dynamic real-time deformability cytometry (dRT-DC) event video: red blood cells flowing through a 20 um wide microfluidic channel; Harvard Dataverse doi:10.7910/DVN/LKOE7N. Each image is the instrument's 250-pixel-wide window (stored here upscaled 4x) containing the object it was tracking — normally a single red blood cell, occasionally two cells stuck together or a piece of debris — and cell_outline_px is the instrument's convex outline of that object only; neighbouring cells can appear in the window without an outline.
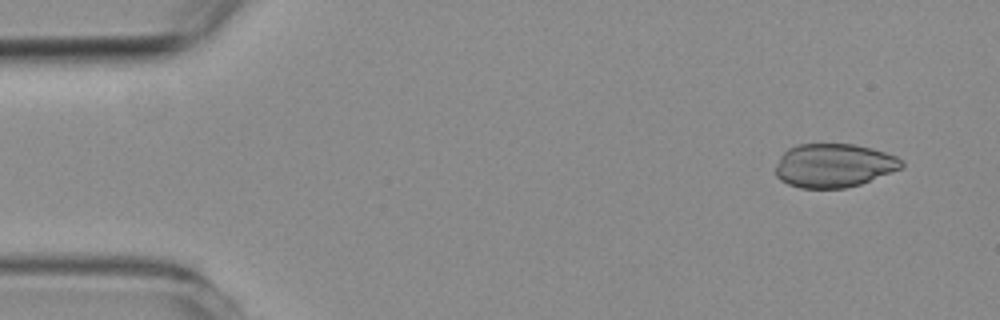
{"species": "common noctule bat (a hibernating species)", "species_latin": "Nyctalus noctula", "temperature_condition": "room temperature", "stored_images_in_passage": 55, "camera_frame_rate_fps": 3000, "um_per_image_px": 0.085, "animal": {"sex": "female", "body_mass_g": 19.3, "forearm_length_mm": 54.1}, "frame": {"image": 1, "passage_image": 4, "time_ms": 1.0, "image_size_px": [1000, 320], "cell_outline_px": [[904, 168], [860, 184], [844, 188], [800, 188], [788, 184], [780, 180], [776, 176], [776, 164], [780, 156], [788, 148], [796, 144], [856, 144], [872, 148], [896, 156], [904, 160]], "centroid_in_image_um": [70.89, 14.06], "position_along_channel_um": 14.1, "area_um2": 32.37}}